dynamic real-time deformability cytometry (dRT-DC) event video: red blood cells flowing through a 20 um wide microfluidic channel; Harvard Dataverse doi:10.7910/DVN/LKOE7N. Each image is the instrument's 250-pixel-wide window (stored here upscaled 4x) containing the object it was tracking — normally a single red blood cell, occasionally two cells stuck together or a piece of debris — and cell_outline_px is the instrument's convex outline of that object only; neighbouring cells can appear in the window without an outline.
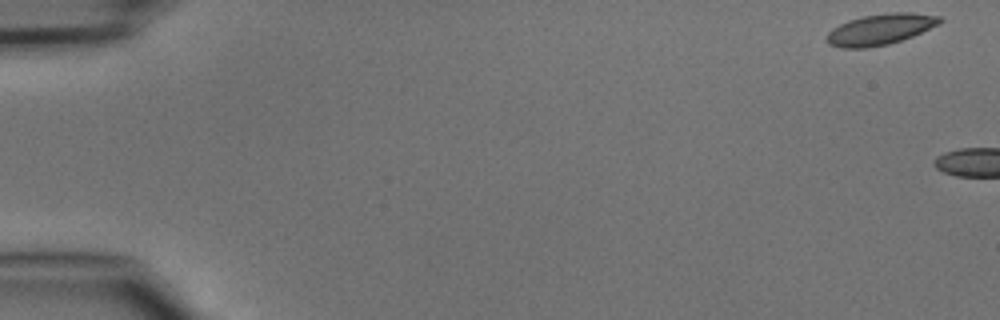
{"species": "common noctule bat (a hibernating species)", "species_latin": "Nyctalus noctula", "temperature_condition": "cold", "stored_images_in_passage": 4, "camera_frame_rate_fps": 3000, "um_per_image_px": 0.085, "animal": {"sex": "male", "body_mass_g": 15.6}, "frame": {"image": 1, "passage_image": 1, "time_ms": 0.0, "image_size_px": [1000, 320], "cell_outline_px": [[944, 20], [940, 24], [912, 36], [888, 44], [864, 48], [840, 48], [828, 44], [824, 40], [824, 36], [832, 28], [848, 20], [864, 16], [892, 12], [912, 12], [940, 16]], "centroid_in_image_um": [74.79, 2.49], "position_along_channel_um": 10.2, "area_um2": 20.52}}